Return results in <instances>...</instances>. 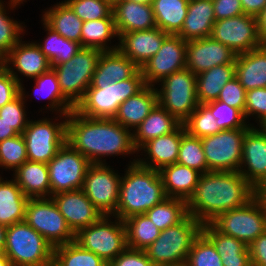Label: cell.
Wrapping results in <instances>:
<instances>
[{
	"mask_svg": "<svg viewBox=\"0 0 266 266\" xmlns=\"http://www.w3.org/2000/svg\"><path fill=\"white\" fill-rule=\"evenodd\" d=\"M66 142L92 164L106 163L103 156L139 154L130 129L114 119L85 117L75 109L67 114Z\"/></svg>",
	"mask_w": 266,
	"mask_h": 266,
	"instance_id": "1",
	"label": "cell"
},
{
	"mask_svg": "<svg viewBox=\"0 0 266 266\" xmlns=\"http://www.w3.org/2000/svg\"><path fill=\"white\" fill-rule=\"evenodd\" d=\"M255 197V188L239 171H208L186 202L188 214L201 224L219 214L246 205Z\"/></svg>",
	"mask_w": 266,
	"mask_h": 266,
	"instance_id": "2",
	"label": "cell"
},
{
	"mask_svg": "<svg viewBox=\"0 0 266 266\" xmlns=\"http://www.w3.org/2000/svg\"><path fill=\"white\" fill-rule=\"evenodd\" d=\"M128 165L120 179L119 200L114 215L121 220L144 214L167 198L159 170L140 166L136 158Z\"/></svg>",
	"mask_w": 266,
	"mask_h": 266,
	"instance_id": "3",
	"label": "cell"
},
{
	"mask_svg": "<svg viewBox=\"0 0 266 266\" xmlns=\"http://www.w3.org/2000/svg\"><path fill=\"white\" fill-rule=\"evenodd\" d=\"M145 86L141 69L131 78L110 85H90L75 110L89 118L114 119L119 106Z\"/></svg>",
	"mask_w": 266,
	"mask_h": 266,
	"instance_id": "4",
	"label": "cell"
},
{
	"mask_svg": "<svg viewBox=\"0 0 266 266\" xmlns=\"http://www.w3.org/2000/svg\"><path fill=\"white\" fill-rule=\"evenodd\" d=\"M201 229L202 224L188 214L178 224L161 231L159 237L144 251L154 265L184 266Z\"/></svg>",
	"mask_w": 266,
	"mask_h": 266,
	"instance_id": "5",
	"label": "cell"
},
{
	"mask_svg": "<svg viewBox=\"0 0 266 266\" xmlns=\"http://www.w3.org/2000/svg\"><path fill=\"white\" fill-rule=\"evenodd\" d=\"M53 248L25 221L7 226L4 253L12 266H52Z\"/></svg>",
	"mask_w": 266,
	"mask_h": 266,
	"instance_id": "6",
	"label": "cell"
},
{
	"mask_svg": "<svg viewBox=\"0 0 266 266\" xmlns=\"http://www.w3.org/2000/svg\"><path fill=\"white\" fill-rule=\"evenodd\" d=\"M103 215L98 221L80 229L75 234V242L83 249L101 257L107 264L127 248L124 221L116 216Z\"/></svg>",
	"mask_w": 266,
	"mask_h": 266,
	"instance_id": "7",
	"label": "cell"
},
{
	"mask_svg": "<svg viewBox=\"0 0 266 266\" xmlns=\"http://www.w3.org/2000/svg\"><path fill=\"white\" fill-rule=\"evenodd\" d=\"M102 51L81 48L69 61L51 66L57 74L62 94L76 107L91 84Z\"/></svg>",
	"mask_w": 266,
	"mask_h": 266,
	"instance_id": "8",
	"label": "cell"
},
{
	"mask_svg": "<svg viewBox=\"0 0 266 266\" xmlns=\"http://www.w3.org/2000/svg\"><path fill=\"white\" fill-rule=\"evenodd\" d=\"M158 104L182 124L199 105L196 75L189 69L174 72L160 81Z\"/></svg>",
	"mask_w": 266,
	"mask_h": 266,
	"instance_id": "9",
	"label": "cell"
},
{
	"mask_svg": "<svg viewBox=\"0 0 266 266\" xmlns=\"http://www.w3.org/2000/svg\"><path fill=\"white\" fill-rule=\"evenodd\" d=\"M24 221L53 247L75 241V233L51 197L30 198L26 205Z\"/></svg>",
	"mask_w": 266,
	"mask_h": 266,
	"instance_id": "10",
	"label": "cell"
},
{
	"mask_svg": "<svg viewBox=\"0 0 266 266\" xmlns=\"http://www.w3.org/2000/svg\"><path fill=\"white\" fill-rule=\"evenodd\" d=\"M219 232L247 246L266 231V213L254 197L246 205L219 214L210 222Z\"/></svg>",
	"mask_w": 266,
	"mask_h": 266,
	"instance_id": "11",
	"label": "cell"
},
{
	"mask_svg": "<svg viewBox=\"0 0 266 266\" xmlns=\"http://www.w3.org/2000/svg\"><path fill=\"white\" fill-rule=\"evenodd\" d=\"M53 122L45 117L30 120L23 132L27 158L30 161L48 163L66 143L67 119Z\"/></svg>",
	"mask_w": 266,
	"mask_h": 266,
	"instance_id": "12",
	"label": "cell"
},
{
	"mask_svg": "<svg viewBox=\"0 0 266 266\" xmlns=\"http://www.w3.org/2000/svg\"><path fill=\"white\" fill-rule=\"evenodd\" d=\"M249 128L228 129L201 138L208 171H239Z\"/></svg>",
	"mask_w": 266,
	"mask_h": 266,
	"instance_id": "13",
	"label": "cell"
},
{
	"mask_svg": "<svg viewBox=\"0 0 266 266\" xmlns=\"http://www.w3.org/2000/svg\"><path fill=\"white\" fill-rule=\"evenodd\" d=\"M92 163L67 142L48 163L51 196L83 188L84 179Z\"/></svg>",
	"mask_w": 266,
	"mask_h": 266,
	"instance_id": "14",
	"label": "cell"
},
{
	"mask_svg": "<svg viewBox=\"0 0 266 266\" xmlns=\"http://www.w3.org/2000/svg\"><path fill=\"white\" fill-rule=\"evenodd\" d=\"M120 179V175L107 163L89 166L82 190L102 215H115L119 200Z\"/></svg>",
	"mask_w": 266,
	"mask_h": 266,
	"instance_id": "15",
	"label": "cell"
},
{
	"mask_svg": "<svg viewBox=\"0 0 266 266\" xmlns=\"http://www.w3.org/2000/svg\"><path fill=\"white\" fill-rule=\"evenodd\" d=\"M211 37L229 47L236 55L263 45L257 18L246 14L215 21Z\"/></svg>",
	"mask_w": 266,
	"mask_h": 266,
	"instance_id": "16",
	"label": "cell"
},
{
	"mask_svg": "<svg viewBox=\"0 0 266 266\" xmlns=\"http://www.w3.org/2000/svg\"><path fill=\"white\" fill-rule=\"evenodd\" d=\"M187 41L179 35L169 34L157 53L140 69L146 85L154 86L174 72L186 68Z\"/></svg>",
	"mask_w": 266,
	"mask_h": 266,
	"instance_id": "17",
	"label": "cell"
},
{
	"mask_svg": "<svg viewBox=\"0 0 266 266\" xmlns=\"http://www.w3.org/2000/svg\"><path fill=\"white\" fill-rule=\"evenodd\" d=\"M236 54L211 36L187 41L186 69L198 75L217 65L234 64Z\"/></svg>",
	"mask_w": 266,
	"mask_h": 266,
	"instance_id": "18",
	"label": "cell"
},
{
	"mask_svg": "<svg viewBox=\"0 0 266 266\" xmlns=\"http://www.w3.org/2000/svg\"><path fill=\"white\" fill-rule=\"evenodd\" d=\"M51 198L75 234L103 216L82 189L56 193Z\"/></svg>",
	"mask_w": 266,
	"mask_h": 266,
	"instance_id": "19",
	"label": "cell"
},
{
	"mask_svg": "<svg viewBox=\"0 0 266 266\" xmlns=\"http://www.w3.org/2000/svg\"><path fill=\"white\" fill-rule=\"evenodd\" d=\"M239 172L254 188L266 182V135L254 126L245 133Z\"/></svg>",
	"mask_w": 266,
	"mask_h": 266,
	"instance_id": "20",
	"label": "cell"
},
{
	"mask_svg": "<svg viewBox=\"0 0 266 266\" xmlns=\"http://www.w3.org/2000/svg\"><path fill=\"white\" fill-rule=\"evenodd\" d=\"M22 41V39L10 50L9 54L3 59V64L6 65L9 73L21 84V79L18 73L24 77L34 79L44 72H47L51 65L40 50L36 42ZM15 67L13 69V67ZM17 70L16 72L14 70Z\"/></svg>",
	"mask_w": 266,
	"mask_h": 266,
	"instance_id": "21",
	"label": "cell"
},
{
	"mask_svg": "<svg viewBox=\"0 0 266 266\" xmlns=\"http://www.w3.org/2000/svg\"><path fill=\"white\" fill-rule=\"evenodd\" d=\"M168 35L158 27L123 33L118 39V50L141 68L157 53Z\"/></svg>",
	"mask_w": 266,
	"mask_h": 266,
	"instance_id": "22",
	"label": "cell"
},
{
	"mask_svg": "<svg viewBox=\"0 0 266 266\" xmlns=\"http://www.w3.org/2000/svg\"><path fill=\"white\" fill-rule=\"evenodd\" d=\"M182 138V123L171 133L159 136L146 142L143 150L147 158H137L140 166L160 170L162 167L177 163ZM148 159V160H146Z\"/></svg>",
	"mask_w": 266,
	"mask_h": 266,
	"instance_id": "23",
	"label": "cell"
},
{
	"mask_svg": "<svg viewBox=\"0 0 266 266\" xmlns=\"http://www.w3.org/2000/svg\"><path fill=\"white\" fill-rule=\"evenodd\" d=\"M112 14L119 37L123 33L156 27L152 5L121 0L113 4Z\"/></svg>",
	"mask_w": 266,
	"mask_h": 266,
	"instance_id": "24",
	"label": "cell"
},
{
	"mask_svg": "<svg viewBox=\"0 0 266 266\" xmlns=\"http://www.w3.org/2000/svg\"><path fill=\"white\" fill-rule=\"evenodd\" d=\"M140 68L118 49L102 52L90 85H110L131 78Z\"/></svg>",
	"mask_w": 266,
	"mask_h": 266,
	"instance_id": "25",
	"label": "cell"
},
{
	"mask_svg": "<svg viewBox=\"0 0 266 266\" xmlns=\"http://www.w3.org/2000/svg\"><path fill=\"white\" fill-rule=\"evenodd\" d=\"M158 104L156 87L146 85L136 95L123 102L114 117V120L125 128L135 130Z\"/></svg>",
	"mask_w": 266,
	"mask_h": 266,
	"instance_id": "26",
	"label": "cell"
},
{
	"mask_svg": "<svg viewBox=\"0 0 266 266\" xmlns=\"http://www.w3.org/2000/svg\"><path fill=\"white\" fill-rule=\"evenodd\" d=\"M235 76L246 91L266 88V45L236 55Z\"/></svg>",
	"mask_w": 266,
	"mask_h": 266,
	"instance_id": "27",
	"label": "cell"
},
{
	"mask_svg": "<svg viewBox=\"0 0 266 266\" xmlns=\"http://www.w3.org/2000/svg\"><path fill=\"white\" fill-rule=\"evenodd\" d=\"M215 21L212 1L189 0L187 15L177 35L185 41L210 37Z\"/></svg>",
	"mask_w": 266,
	"mask_h": 266,
	"instance_id": "28",
	"label": "cell"
},
{
	"mask_svg": "<svg viewBox=\"0 0 266 266\" xmlns=\"http://www.w3.org/2000/svg\"><path fill=\"white\" fill-rule=\"evenodd\" d=\"M201 232L213 243L223 266H252L245 243L219 232L211 223L202 224Z\"/></svg>",
	"mask_w": 266,
	"mask_h": 266,
	"instance_id": "29",
	"label": "cell"
},
{
	"mask_svg": "<svg viewBox=\"0 0 266 266\" xmlns=\"http://www.w3.org/2000/svg\"><path fill=\"white\" fill-rule=\"evenodd\" d=\"M13 175L15 182L29 199L51 197L47 163L27 160Z\"/></svg>",
	"mask_w": 266,
	"mask_h": 266,
	"instance_id": "30",
	"label": "cell"
},
{
	"mask_svg": "<svg viewBox=\"0 0 266 266\" xmlns=\"http://www.w3.org/2000/svg\"><path fill=\"white\" fill-rule=\"evenodd\" d=\"M159 173L167 197L182 199L186 202L193 194L201 175L197 170L178 163L162 167Z\"/></svg>",
	"mask_w": 266,
	"mask_h": 266,
	"instance_id": "31",
	"label": "cell"
},
{
	"mask_svg": "<svg viewBox=\"0 0 266 266\" xmlns=\"http://www.w3.org/2000/svg\"><path fill=\"white\" fill-rule=\"evenodd\" d=\"M181 122L157 104L141 124L133 130V144L139 149L149 140L173 132Z\"/></svg>",
	"mask_w": 266,
	"mask_h": 266,
	"instance_id": "32",
	"label": "cell"
},
{
	"mask_svg": "<svg viewBox=\"0 0 266 266\" xmlns=\"http://www.w3.org/2000/svg\"><path fill=\"white\" fill-rule=\"evenodd\" d=\"M28 200L14 179L0 176V223L9 226L24 221Z\"/></svg>",
	"mask_w": 266,
	"mask_h": 266,
	"instance_id": "33",
	"label": "cell"
},
{
	"mask_svg": "<svg viewBox=\"0 0 266 266\" xmlns=\"http://www.w3.org/2000/svg\"><path fill=\"white\" fill-rule=\"evenodd\" d=\"M42 21L64 38L80 43L83 21L65 1L45 10Z\"/></svg>",
	"mask_w": 266,
	"mask_h": 266,
	"instance_id": "34",
	"label": "cell"
},
{
	"mask_svg": "<svg viewBox=\"0 0 266 266\" xmlns=\"http://www.w3.org/2000/svg\"><path fill=\"white\" fill-rule=\"evenodd\" d=\"M235 77V63L217 65L196 75V90L199 104L216 101L223 86Z\"/></svg>",
	"mask_w": 266,
	"mask_h": 266,
	"instance_id": "35",
	"label": "cell"
},
{
	"mask_svg": "<svg viewBox=\"0 0 266 266\" xmlns=\"http://www.w3.org/2000/svg\"><path fill=\"white\" fill-rule=\"evenodd\" d=\"M35 86L34 90L41 93L39 99H48V107L46 105V110L49 108L50 111L59 113L58 117L67 119V114L75 109V106L62 94L60 85L58 82V77L54 69L51 67L47 72L42 73L38 77L34 78ZM54 110V111H53Z\"/></svg>",
	"mask_w": 266,
	"mask_h": 266,
	"instance_id": "36",
	"label": "cell"
},
{
	"mask_svg": "<svg viewBox=\"0 0 266 266\" xmlns=\"http://www.w3.org/2000/svg\"><path fill=\"white\" fill-rule=\"evenodd\" d=\"M113 37H118L113 17L84 21L80 36L82 48L99 49L102 52L117 50L119 45L109 46ZM108 45V46H107Z\"/></svg>",
	"mask_w": 266,
	"mask_h": 266,
	"instance_id": "37",
	"label": "cell"
},
{
	"mask_svg": "<svg viewBox=\"0 0 266 266\" xmlns=\"http://www.w3.org/2000/svg\"><path fill=\"white\" fill-rule=\"evenodd\" d=\"M189 0H153L156 27L167 34L177 35L183 26Z\"/></svg>",
	"mask_w": 266,
	"mask_h": 266,
	"instance_id": "38",
	"label": "cell"
},
{
	"mask_svg": "<svg viewBox=\"0 0 266 266\" xmlns=\"http://www.w3.org/2000/svg\"><path fill=\"white\" fill-rule=\"evenodd\" d=\"M123 221L126 229L127 247L131 249L145 250L161 233L145 214H136Z\"/></svg>",
	"mask_w": 266,
	"mask_h": 266,
	"instance_id": "39",
	"label": "cell"
},
{
	"mask_svg": "<svg viewBox=\"0 0 266 266\" xmlns=\"http://www.w3.org/2000/svg\"><path fill=\"white\" fill-rule=\"evenodd\" d=\"M42 23L48 36L44 39V43H37L36 41V44L47 57L51 66L69 61L82 48L79 42L64 38L49 28L43 21Z\"/></svg>",
	"mask_w": 266,
	"mask_h": 266,
	"instance_id": "40",
	"label": "cell"
},
{
	"mask_svg": "<svg viewBox=\"0 0 266 266\" xmlns=\"http://www.w3.org/2000/svg\"><path fill=\"white\" fill-rule=\"evenodd\" d=\"M52 266H108V264L74 241L53 248Z\"/></svg>",
	"mask_w": 266,
	"mask_h": 266,
	"instance_id": "41",
	"label": "cell"
},
{
	"mask_svg": "<svg viewBox=\"0 0 266 266\" xmlns=\"http://www.w3.org/2000/svg\"><path fill=\"white\" fill-rule=\"evenodd\" d=\"M160 231L181 222L187 215L186 201L167 197L144 213Z\"/></svg>",
	"mask_w": 266,
	"mask_h": 266,
	"instance_id": "42",
	"label": "cell"
},
{
	"mask_svg": "<svg viewBox=\"0 0 266 266\" xmlns=\"http://www.w3.org/2000/svg\"><path fill=\"white\" fill-rule=\"evenodd\" d=\"M177 163L195 169L201 174L208 172L201 138L190 135L182 124V138Z\"/></svg>",
	"mask_w": 266,
	"mask_h": 266,
	"instance_id": "43",
	"label": "cell"
},
{
	"mask_svg": "<svg viewBox=\"0 0 266 266\" xmlns=\"http://www.w3.org/2000/svg\"><path fill=\"white\" fill-rule=\"evenodd\" d=\"M184 266H223L213 243L201 232L193 241Z\"/></svg>",
	"mask_w": 266,
	"mask_h": 266,
	"instance_id": "44",
	"label": "cell"
},
{
	"mask_svg": "<svg viewBox=\"0 0 266 266\" xmlns=\"http://www.w3.org/2000/svg\"><path fill=\"white\" fill-rule=\"evenodd\" d=\"M183 124L190 135L198 138L214 135L221 131L217 120L204 104H199Z\"/></svg>",
	"mask_w": 266,
	"mask_h": 266,
	"instance_id": "45",
	"label": "cell"
},
{
	"mask_svg": "<svg viewBox=\"0 0 266 266\" xmlns=\"http://www.w3.org/2000/svg\"><path fill=\"white\" fill-rule=\"evenodd\" d=\"M0 0V58L3 60L10 50L22 39L20 35L25 31L23 23L7 16L6 4Z\"/></svg>",
	"mask_w": 266,
	"mask_h": 266,
	"instance_id": "46",
	"label": "cell"
},
{
	"mask_svg": "<svg viewBox=\"0 0 266 266\" xmlns=\"http://www.w3.org/2000/svg\"><path fill=\"white\" fill-rule=\"evenodd\" d=\"M27 160L23 134L0 141V167L15 171Z\"/></svg>",
	"mask_w": 266,
	"mask_h": 266,
	"instance_id": "47",
	"label": "cell"
},
{
	"mask_svg": "<svg viewBox=\"0 0 266 266\" xmlns=\"http://www.w3.org/2000/svg\"><path fill=\"white\" fill-rule=\"evenodd\" d=\"M217 120L221 130L250 128L244 114L237 108L231 107L222 101H212L204 104Z\"/></svg>",
	"mask_w": 266,
	"mask_h": 266,
	"instance_id": "48",
	"label": "cell"
},
{
	"mask_svg": "<svg viewBox=\"0 0 266 266\" xmlns=\"http://www.w3.org/2000/svg\"><path fill=\"white\" fill-rule=\"evenodd\" d=\"M23 86L21 83L20 94L15 99L0 108V117H2V120L14 128L19 134H23L29 122L28 117H26L27 112L24 105L25 101H27L26 98H29L28 96L30 95L26 97Z\"/></svg>",
	"mask_w": 266,
	"mask_h": 266,
	"instance_id": "49",
	"label": "cell"
},
{
	"mask_svg": "<svg viewBox=\"0 0 266 266\" xmlns=\"http://www.w3.org/2000/svg\"><path fill=\"white\" fill-rule=\"evenodd\" d=\"M65 2L83 22L113 17V5L106 0H65Z\"/></svg>",
	"mask_w": 266,
	"mask_h": 266,
	"instance_id": "50",
	"label": "cell"
},
{
	"mask_svg": "<svg viewBox=\"0 0 266 266\" xmlns=\"http://www.w3.org/2000/svg\"><path fill=\"white\" fill-rule=\"evenodd\" d=\"M217 100L239 109L244 114L246 90L235 76L223 86Z\"/></svg>",
	"mask_w": 266,
	"mask_h": 266,
	"instance_id": "51",
	"label": "cell"
},
{
	"mask_svg": "<svg viewBox=\"0 0 266 266\" xmlns=\"http://www.w3.org/2000/svg\"><path fill=\"white\" fill-rule=\"evenodd\" d=\"M254 115L258 122L266 117V88H255L246 91L244 117L247 120V118L249 119Z\"/></svg>",
	"mask_w": 266,
	"mask_h": 266,
	"instance_id": "52",
	"label": "cell"
},
{
	"mask_svg": "<svg viewBox=\"0 0 266 266\" xmlns=\"http://www.w3.org/2000/svg\"><path fill=\"white\" fill-rule=\"evenodd\" d=\"M20 94V84L9 73L5 64L0 66V108Z\"/></svg>",
	"mask_w": 266,
	"mask_h": 266,
	"instance_id": "53",
	"label": "cell"
},
{
	"mask_svg": "<svg viewBox=\"0 0 266 266\" xmlns=\"http://www.w3.org/2000/svg\"><path fill=\"white\" fill-rule=\"evenodd\" d=\"M108 266H155L144 250L126 248Z\"/></svg>",
	"mask_w": 266,
	"mask_h": 266,
	"instance_id": "54",
	"label": "cell"
},
{
	"mask_svg": "<svg viewBox=\"0 0 266 266\" xmlns=\"http://www.w3.org/2000/svg\"><path fill=\"white\" fill-rule=\"evenodd\" d=\"M213 6L216 21L244 14L240 0H214Z\"/></svg>",
	"mask_w": 266,
	"mask_h": 266,
	"instance_id": "55",
	"label": "cell"
},
{
	"mask_svg": "<svg viewBox=\"0 0 266 266\" xmlns=\"http://www.w3.org/2000/svg\"><path fill=\"white\" fill-rule=\"evenodd\" d=\"M252 266H266V231L248 245Z\"/></svg>",
	"mask_w": 266,
	"mask_h": 266,
	"instance_id": "56",
	"label": "cell"
},
{
	"mask_svg": "<svg viewBox=\"0 0 266 266\" xmlns=\"http://www.w3.org/2000/svg\"><path fill=\"white\" fill-rule=\"evenodd\" d=\"M244 14L257 17L266 6V0H240Z\"/></svg>",
	"mask_w": 266,
	"mask_h": 266,
	"instance_id": "57",
	"label": "cell"
},
{
	"mask_svg": "<svg viewBox=\"0 0 266 266\" xmlns=\"http://www.w3.org/2000/svg\"><path fill=\"white\" fill-rule=\"evenodd\" d=\"M256 18L260 40L263 45H266V6Z\"/></svg>",
	"mask_w": 266,
	"mask_h": 266,
	"instance_id": "58",
	"label": "cell"
},
{
	"mask_svg": "<svg viewBox=\"0 0 266 266\" xmlns=\"http://www.w3.org/2000/svg\"><path fill=\"white\" fill-rule=\"evenodd\" d=\"M19 133L0 117V141H3L7 138L17 136Z\"/></svg>",
	"mask_w": 266,
	"mask_h": 266,
	"instance_id": "59",
	"label": "cell"
},
{
	"mask_svg": "<svg viewBox=\"0 0 266 266\" xmlns=\"http://www.w3.org/2000/svg\"><path fill=\"white\" fill-rule=\"evenodd\" d=\"M255 198L259 201L266 213V182L261 183L255 188Z\"/></svg>",
	"mask_w": 266,
	"mask_h": 266,
	"instance_id": "60",
	"label": "cell"
},
{
	"mask_svg": "<svg viewBox=\"0 0 266 266\" xmlns=\"http://www.w3.org/2000/svg\"><path fill=\"white\" fill-rule=\"evenodd\" d=\"M6 232H7V226L0 223V253H4L6 245Z\"/></svg>",
	"mask_w": 266,
	"mask_h": 266,
	"instance_id": "61",
	"label": "cell"
},
{
	"mask_svg": "<svg viewBox=\"0 0 266 266\" xmlns=\"http://www.w3.org/2000/svg\"><path fill=\"white\" fill-rule=\"evenodd\" d=\"M0 266H12L11 261L5 253H0Z\"/></svg>",
	"mask_w": 266,
	"mask_h": 266,
	"instance_id": "62",
	"label": "cell"
},
{
	"mask_svg": "<svg viewBox=\"0 0 266 266\" xmlns=\"http://www.w3.org/2000/svg\"><path fill=\"white\" fill-rule=\"evenodd\" d=\"M23 1L25 2L26 0H10L8 1V9L14 10L13 8H16L18 5L23 4Z\"/></svg>",
	"mask_w": 266,
	"mask_h": 266,
	"instance_id": "63",
	"label": "cell"
},
{
	"mask_svg": "<svg viewBox=\"0 0 266 266\" xmlns=\"http://www.w3.org/2000/svg\"><path fill=\"white\" fill-rule=\"evenodd\" d=\"M258 124H259V129L266 135V117Z\"/></svg>",
	"mask_w": 266,
	"mask_h": 266,
	"instance_id": "64",
	"label": "cell"
},
{
	"mask_svg": "<svg viewBox=\"0 0 266 266\" xmlns=\"http://www.w3.org/2000/svg\"><path fill=\"white\" fill-rule=\"evenodd\" d=\"M125 1H131L139 4H147V5H152L153 0H125Z\"/></svg>",
	"mask_w": 266,
	"mask_h": 266,
	"instance_id": "65",
	"label": "cell"
},
{
	"mask_svg": "<svg viewBox=\"0 0 266 266\" xmlns=\"http://www.w3.org/2000/svg\"><path fill=\"white\" fill-rule=\"evenodd\" d=\"M106 1L110 2L113 5L114 3L121 1V0H106Z\"/></svg>",
	"mask_w": 266,
	"mask_h": 266,
	"instance_id": "66",
	"label": "cell"
},
{
	"mask_svg": "<svg viewBox=\"0 0 266 266\" xmlns=\"http://www.w3.org/2000/svg\"><path fill=\"white\" fill-rule=\"evenodd\" d=\"M155 266H175V265H155Z\"/></svg>",
	"mask_w": 266,
	"mask_h": 266,
	"instance_id": "67",
	"label": "cell"
},
{
	"mask_svg": "<svg viewBox=\"0 0 266 266\" xmlns=\"http://www.w3.org/2000/svg\"><path fill=\"white\" fill-rule=\"evenodd\" d=\"M3 64V60L0 58V66Z\"/></svg>",
	"mask_w": 266,
	"mask_h": 266,
	"instance_id": "68",
	"label": "cell"
}]
</instances>
